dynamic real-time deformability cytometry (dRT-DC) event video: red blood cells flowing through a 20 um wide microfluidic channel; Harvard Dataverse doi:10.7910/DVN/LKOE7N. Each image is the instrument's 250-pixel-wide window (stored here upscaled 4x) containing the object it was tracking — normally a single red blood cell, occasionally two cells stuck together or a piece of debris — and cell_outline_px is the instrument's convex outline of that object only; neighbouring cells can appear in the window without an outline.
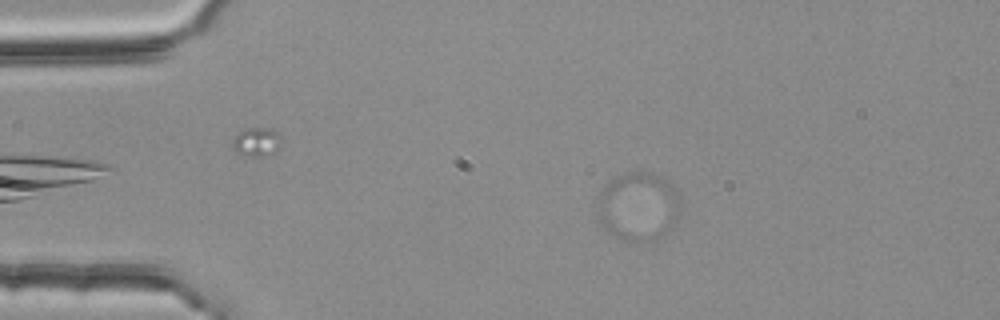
{"species": "common noctule bat (a hibernating species)", "species_latin": "Nyctalus noctula", "temperature_condition": "room temperature", "stored_images_in_passage": 23, "camera_frame_rate_fps": 3000, "um_per_image_px": 0.085, "animal": {"sex": "female", "body_mass_g": 25.1}, "frame": {"image": 1, "passage_image": 10, "time_ms": 3.0, "image_size_px": [1000, 320], "cell_outline_px": [[680, 212], [672, 228], [656, 236], [636, 240], [620, 240], [604, 228], [600, 220], [600, 192], [604, 184], [608, 180], [616, 176], [628, 172], [652, 172], [668, 180], [680, 192]], "centroid_in_image_um": [54.29, 17.48], "position_along_channel_um": 30.7, "area_um2": 32.83}}
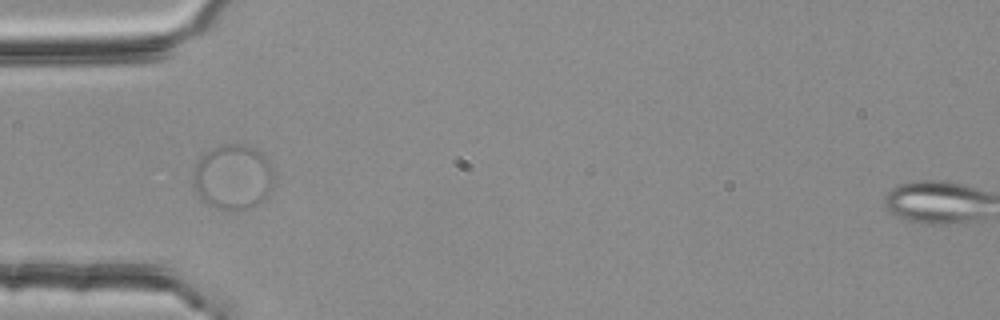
{"frame": {"image": 2, "passage_image": 17, "time_ms": 5.333, "image_size_px": [1000, 320], "cell_outline_px": [[272, 188], [256, 204], [240, 212], [228, 212], [216, 208], [208, 204], [196, 192], [192, 184], [192, 176], [196, 164], [200, 156], [204, 152], [212, 148], [224, 144], [248, 144], [256, 148], [268, 156], [272, 172]], "centroid_in_image_um": [19.78, 15.03], "position_along_channel_um": 65.2, "area_um2": 31.15}}
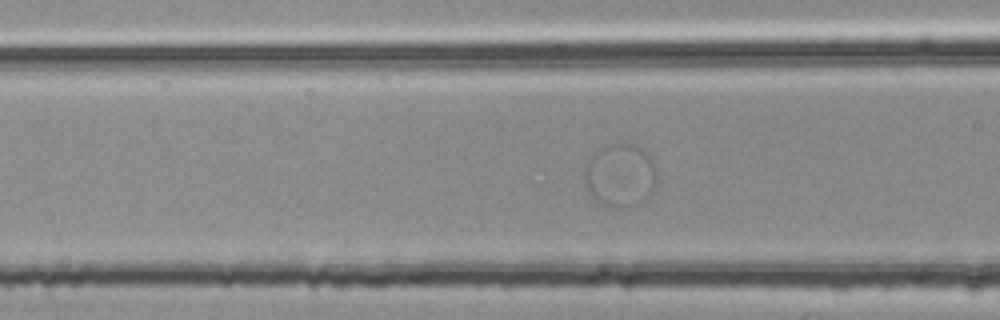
{"frame": {"image": 3, "passage_image": 21, "time_ms": 6.667, "image_size_px": [1000, 320], "cell_outline_px": [[656, 184], [648, 196], [644, 200], [636, 204], [620, 208], [604, 204], [596, 200], [588, 192], [584, 184], [584, 164], [592, 152], [604, 144], [636, 144], [652, 156], [656, 168]], "centroid_in_image_um": [52.69, 14.85], "position_along_channel_um": 113.9, "area_um2": 27.17}}